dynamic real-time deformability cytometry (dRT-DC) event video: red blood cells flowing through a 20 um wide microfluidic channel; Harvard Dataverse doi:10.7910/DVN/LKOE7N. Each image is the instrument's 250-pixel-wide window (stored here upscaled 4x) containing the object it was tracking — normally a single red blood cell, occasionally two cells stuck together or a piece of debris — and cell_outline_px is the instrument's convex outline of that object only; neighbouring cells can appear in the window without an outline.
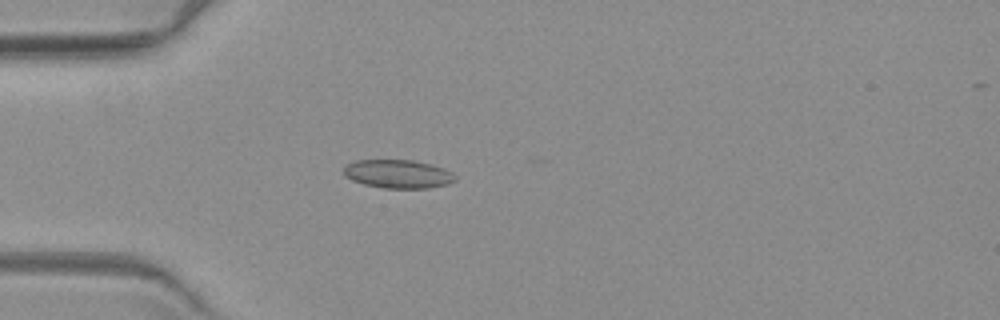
{"species": "common noctule bat (a hibernating species)", "species_latin": "Nyctalus noctula", "temperature_condition": "warm", "stored_images_in_passage": 3, "camera_frame_rate_fps": 3000, "um_per_image_px": 0.085, "animal": {"sex": "female", "body_mass_g": 19.3, "forearm_length_mm": 54.1}, "frame": {"image": 1, "passage_image": 3, "time_ms": 2.333, "image_size_px": [1000, 320], "cell_outline_px": [[456, 180], [448, 184], [428, 188], [384, 188], [364, 184], [352, 180], [344, 176], [344, 164], [356, 160], [412, 160], [432, 164], [444, 168], [452, 172], [456, 176]], "centroid_in_image_um": [33.83, 14.78], "position_along_channel_um": 51.2, "area_um2": 18.67}}